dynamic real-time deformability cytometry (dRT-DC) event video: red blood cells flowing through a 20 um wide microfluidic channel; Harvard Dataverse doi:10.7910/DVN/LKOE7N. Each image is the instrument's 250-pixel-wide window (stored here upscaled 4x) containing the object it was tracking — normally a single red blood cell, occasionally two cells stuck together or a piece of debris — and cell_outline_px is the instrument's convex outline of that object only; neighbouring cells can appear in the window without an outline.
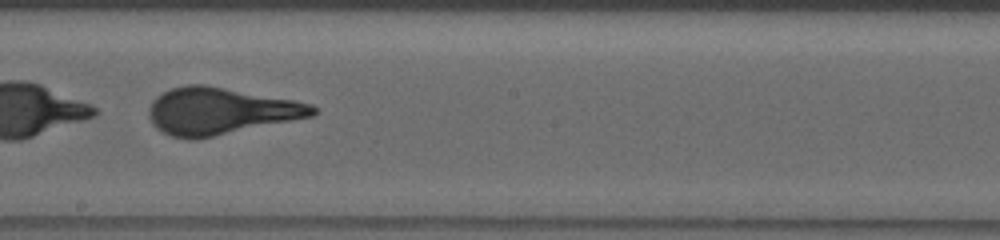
{"species": "human", "species_latin": "Homo sapiens", "temperature_condition": "warm", "stored_images_in_passage": 33, "camera_frame_rate_fps": 3000, "um_per_image_px": 0.085, "donor": {"sex": "female"}, "frame": {"image": 1, "passage_image": 15, "time_ms": 4.667, "image_size_px": [1000, 240], "cell_outline_px": [[316, 112], [312, 116], [196, 140], [192, 140], [168, 136], [156, 128], [152, 124], [148, 116], [148, 108], [152, 100], [156, 96], [172, 88], [188, 84], [204, 84], [296, 100], [312, 104], [316, 108]], "centroid_in_image_um": [18.67, 9.45], "position_along_channel_um": 229.5, "area_um2": 44.97}}